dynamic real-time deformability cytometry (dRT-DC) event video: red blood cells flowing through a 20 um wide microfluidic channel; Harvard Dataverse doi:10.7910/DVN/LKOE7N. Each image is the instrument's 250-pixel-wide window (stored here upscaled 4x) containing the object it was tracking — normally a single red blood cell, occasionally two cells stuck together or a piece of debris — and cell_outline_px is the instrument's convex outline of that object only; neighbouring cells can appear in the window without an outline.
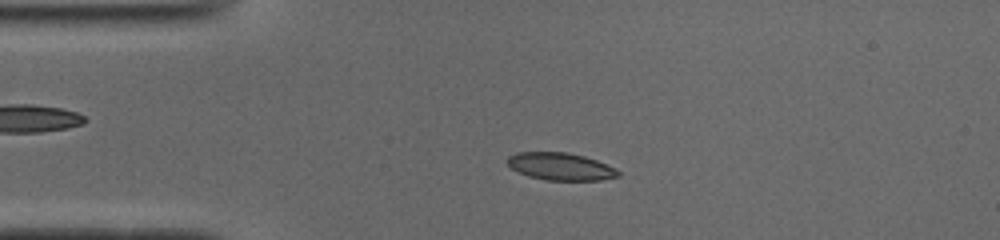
{"species": "common noctule bat (a hibernating species)", "species_latin": "Nyctalus noctula", "temperature_condition": "cold", "stored_images_in_passage": 50, "camera_frame_rate_fps": 3000, "um_per_image_px": 0.085, "animal": {"sex": "male", "body_mass_g": 19.0, "forearm_length_mm": 50.8}, "frame": {"image": 1, "passage_image": 10, "time_ms": 3.0, "image_size_px": [1000, 240], "cell_outline_px": [[620, 176], [600, 180], [544, 180], [528, 176], [512, 168], [508, 164], [508, 156], [516, 152], [568, 152], [584, 156], [596, 160], [616, 168], [620, 172]], "centroid_in_image_um": [47.66, 14.15], "position_along_channel_um": 37.3, "area_um2": 17.69}}
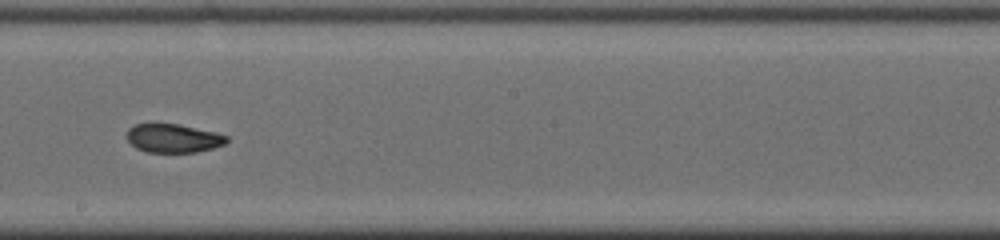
{"frame": {"image": 2, "passage_image": 27, "time_ms": 8.667, "image_size_px": [1000, 240], "cell_outline_px": [[228, 140], [224, 144], [212, 148], [196, 152], [148, 152], [136, 148], [124, 136], [128, 128], [136, 124], [176, 124], [216, 132], [228, 136]], "centroid_in_image_um": [14.7, 11.75], "position_along_channel_um": 233.5, "area_um2": 16.59}}
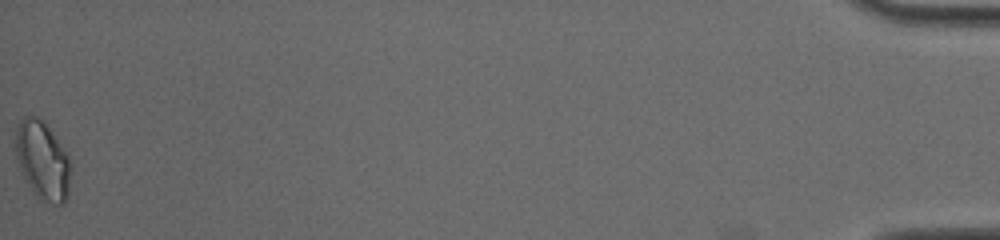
{"frame": {"image": 3, "passage_image": 50, "time_ms": 16.333, "image_size_px": [1000, 240], "cell_outline_px": [[68, 196], [64, 204], [52, 204], [40, 200], [32, 192], [24, 176], [16, 156], [16, 128], [20, 120], [24, 116], [40, 116], [48, 124], [68, 156]], "centroid_in_image_um": [3.6, 13.61], "position_along_channel_um": 431.6, "area_um2": 24.97}, "authors_computed_cell_mechanics": {"area_um2": 18.0047, "velocity_mm_per_s": 3.9238, "shape_relaxation_time_tau1_ms": null, "shape_relaxation_time_tau2_ms": 1.6274, "deformation_change_tau1": null, "deformation_change_tau2": 0.0531}}